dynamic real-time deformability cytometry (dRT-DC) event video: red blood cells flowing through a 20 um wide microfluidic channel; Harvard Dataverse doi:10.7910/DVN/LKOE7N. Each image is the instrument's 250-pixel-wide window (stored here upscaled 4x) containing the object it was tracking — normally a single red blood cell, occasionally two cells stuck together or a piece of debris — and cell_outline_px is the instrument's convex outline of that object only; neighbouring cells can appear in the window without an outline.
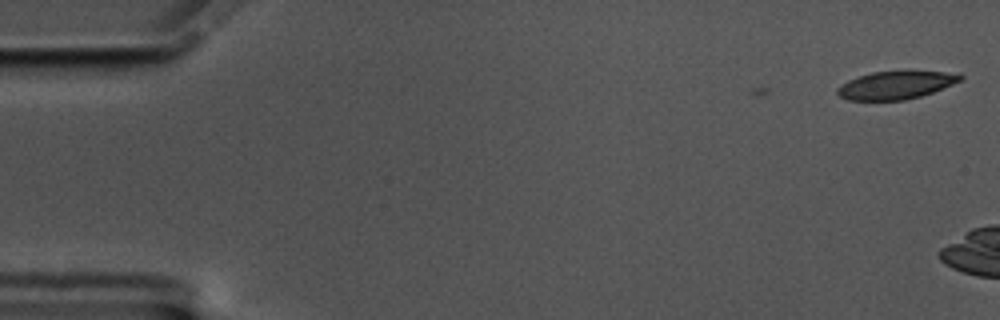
{"species": "common noctule bat (a hibernating species)", "species_latin": "Nyctalus noctula", "temperature_condition": "cold", "stored_images_in_passage": 5, "camera_frame_rate_fps": 3000, "um_per_image_px": 0.085, "animal": {"sex": "male", "body_mass_g": 17.5, "forearm_length_mm": 52.3}, "frame": {"image": 1, "passage_image": 5, "time_ms": 1.333, "image_size_px": [1000, 320], "cell_outline_px": [[964, 76], [960, 80], [952, 84], [932, 92], [920, 96], [904, 100], [848, 100], [840, 96], [836, 92], [836, 88], [848, 80], [872, 72], [960, 72]], "centroid_in_image_um": [76.13, 7.24], "position_along_channel_um": 8.9, "area_um2": 19.65}}